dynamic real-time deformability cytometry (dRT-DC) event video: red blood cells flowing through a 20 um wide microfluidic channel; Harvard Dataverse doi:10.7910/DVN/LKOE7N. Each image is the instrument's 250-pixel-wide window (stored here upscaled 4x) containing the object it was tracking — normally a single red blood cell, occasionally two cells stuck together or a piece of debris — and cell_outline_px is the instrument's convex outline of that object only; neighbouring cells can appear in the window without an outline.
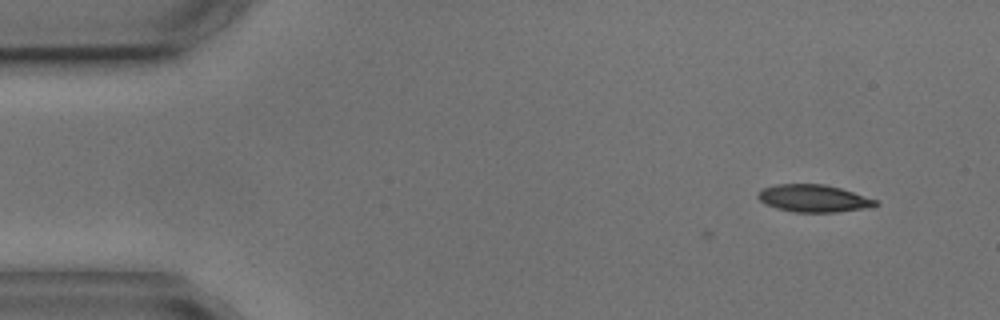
{"species": "common noctule bat (a hibernating species)", "species_latin": "Nyctalus noctula", "temperature_condition": "cold", "stored_images_in_passage": 3, "camera_frame_rate_fps": 3000, "um_per_image_px": 0.085, "animal": {"sex": "male", "body_mass_g": 17.9, "forearm_length_mm": 54.2}, "frame": {"image": 1, "passage_image": 1, "time_ms": 0.0, "image_size_px": [1000, 320], "cell_outline_px": [[880, 204], [872, 208], [836, 212], [792, 212], [776, 208], [764, 204], [756, 196], [756, 192], [764, 188], [776, 184], [824, 184], [840, 188], [876, 200]], "centroid_in_image_um": [69.14, 16.87], "position_along_channel_um": 15.9, "area_um2": 18.9}}
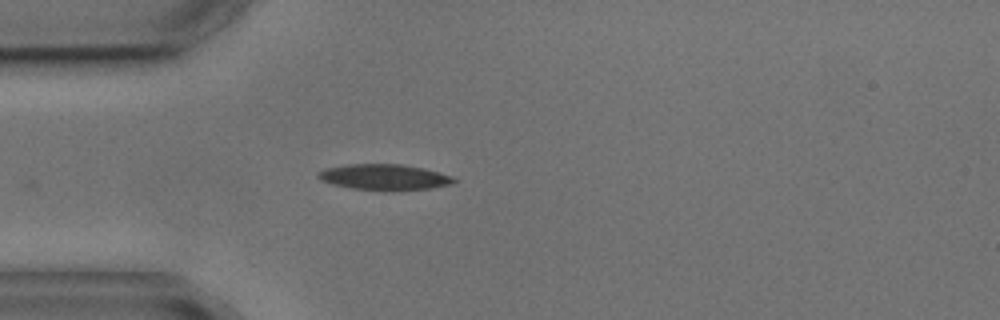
{"frame": {"image": 2, "passage_image": 3, "time_ms": 3.333, "image_size_px": [1000, 320], "cell_outline_px": [[456, 180], [452, 184], [432, 188], [352, 188], [332, 184], [320, 180], [316, 176], [316, 172], [324, 168], [348, 164], [400, 164], [424, 168], [452, 176]], "centroid_in_image_um": [32.6, 15.01], "position_along_channel_um": 52.4, "area_um2": 19.65}}